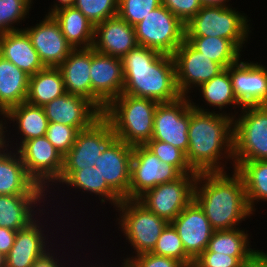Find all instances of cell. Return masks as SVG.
Listing matches in <instances>:
<instances>
[{
    "label": "cell",
    "instance_id": "39",
    "mask_svg": "<svg viewBox=\"0 0 267 267\" xmlns=\"http://www.w3.org/2000/svg\"><path fill=\"white\" fill-rule=\"evenodd\" d=\"M73 6L94 26L116 16L118 12V0H75Z\"/></svg>",
    "mask_w": 267,
    "mask_h": 267
},
{
    "label": "cell",
    "instance_id": "48",
    "mask_svg": "<svg viewBox=\"0 0 267 267\" xmlns=\"http://www.w3.org/2000/svg\"><path fill=\"white\" fill-rule=\"evenodd\" d=\"M56 2H58L59 4L55 3V5H53V7L50 8L51 11H49L47 15H51L53 12L61 8L73 6L75 0H58V1L56 0Z\"/></svg>",
    "mask_w": 267,
    "mask_h": 267
},
{
    "label": "cell",
    "instance_id": "52",
    "mask_svg": "<svg viewBox=\"0 0 267 267\" xmlns=\"http://www.w3.org/2000/svg\"><path fill=\"white\" fill-rule=\"evenodd\" d=\"M124 260V263L122 262V267H130L128 261L126 259H123ZM92 267V266H91ZM93 267H96V266H93ZM98 267V266H97Z\"/></svg>",
    "mask_w": 267,
    "mask_h": 267
},
{
    "label": "cell",
    "instance_id": "31",
    "mask_svg": "<svg viewBox=\"0 0 267 267\" xmlns=\"http://www.w3.org/2000/svg\"><path fill=\"white\" fill-rule=\"evenodd\" d=\"M3 118L14 123L16 121L18 132L22 135L19 145L27 140L45 136L49 124L44 108L28 102L12 107L3 115Z\"/></svg>",
    "mask_w": 267,
    "mask_h": 267
},
{
    "label": "cell",
    "instance_id": "44",
    "mask_svg": "<svg viewBox=\"0 0 267 267\" xmlns=\"http://www.w3.org/2000/svg\"><path fill=\"white\" fill-rule=\"evenodd\" d=\"M130 267H186L182 262L171 257H164L146 252L126 258Z\"/></svg>",
    "mask_w": 267,
    "mask_h": 267
},
{
    "label": "cell",
    "instance_id": "2",
    "mask_svg": "<svg viewBox=\"0 0 267 267\" xmlns=\"http://www.w3.org/2000/svg\"><path fill=\"white\" fill-rule=\"evenodd\" d=\"M121 60L124 76L122 94L149 98L159 103L172 102L182 96L176 82L172 55L137 45Z\"/></svg>",
    "mask_w": 267,
    "mask_h": 267
},
{
    "label": "cell",
    "instance_id": "14",
    "mask_svg": "<svg viewBox=\"0 0 267 267\" xmlns=\"http://www.w3.org/2000/svg\"><path fill=\"white\" fill-rule=\"evenodd\" d=\"M90 78L92 103L103 113L105 108L123 92L122 60L99 53L91 47Z\"/></svg>",
    "mask_w": 267,
    "mask_h": 267
},
{
    "label": "cell",
    "instance_id": "7",
    "mask_svg": "<svg viewBox=\"0 0 267 267\" xmlns=\"http://www.w3.org/2000/svg\"><path fill=\"white\" fill-rule=\"evenodd\" d=\"M115 208L120 212L117 218L119 228L133 246L135 254L151 252L169 222L148 210L137 199H123Z\"/></svg>",
    "mask_w": 267,
    "mask_h": 267
},
{
    "label": "cell",
    "instance_id": "46",
    "mask_svg": "<svg viewBox=\"0 0 267 267\" xmlns=\"http://www.w3.org/2000/svg\"><path fill=\"white\" fill-rule=\"evenodd\" d=\"M241 267H267V253L257 250Z\"/></svg>",
    "mask_w": 267,
    "mask_h": 267
},
{
    "label": "cell",
    "instance_id": "6",
    "mask_svg": "<svg viewBox=\"0 0 267 267\" xmlns=\"http://www.w3.org/2000/svg\"><path fill=\"white\" fill-rule=\"evenodd\" d=\"M241 112L233 118V162L267 160V105L245 106Z\"/></svg>",
    "mask_w": 267,
    "mask_h": 267
},
{
    "label": "cell",
    "instance_id": "26",
    "mask_svg": "<svg viewBox=\"0 0 267 267\" xmlns=\"http://www.w3.org/2000/svg\"><path fill=\"white\" fill-rule=\"evenodd\" d=\"M45 197V195H0V227L16 231L26 228L36 219L34 215L39 213L34 209Z\"/></svg>",
    "mask_w": 267,
    "mask_h": 267
},
{
    "label": "cell",
    "instance_id": "8",
    "mask_svg": "<svg viewBox=\"0 0 267 267\" xmlns=\"http://www.w3.org/2000/svg\"><path fill=\"white\" fill-rule=\"evenodd\" d=\"M137 44L173 55L185 40V25L164 5L134 26Z\"/></svg>",
    "mask_w": 267,
    "mask_h": 267
},
{
    "label": "cell",
    "instance_id": "5",
    "mask_svg": "<svg viewBox=\"0 0 267 267\" xmlns=\"http://www.w3.org/2000/svg\"><path fill=\"white\" fill-rule=\"evenodd\" d=\"M245 13L235 8L202 6L185 25V37H221L230 40L240 51L251 33Z\"/></svg>",
    "mask_w": 267,
    "mask_h": 267
},
{
    "label": "cell",
    "instance_id": "3",
    "mask_svg": "<svg viewBox=\"0 0 267 267\" xmlns=\"http://www.w3.org/2000/svg\"><path fill=\"white\" fill-rule=\"evenodd\" d=\"M226 172L198 173L195 181L194 200L214 230L238 228L253 214L241 175L235 169L232 177Z\"/></svg>",
    "mask_w": 267,
    "mask_h": 267
},
{
    "label": "cell",
    "instance_id": "29",
    "mask_svg": "<svg viewBox=\"0 0 267 267\" xmlns=\"http://www.w3.org/2000/svg\"><path fill=\"white\" fill-rule=\"evenodd\" d=\"M59 183L72 186L82 192L94 193L101 198V203L106 200L113 203L114 207L122 202V198L106 183L97 167H86L81 170H62ZM106 199V200H105Z\"/></svg>",
    "mask_w": 267,
    "mask_h": 267
},
{
    "label": "cell",
    "instance_id": "40",
    "mask_svg": "<svg viewBox=\"0 0 267 267\" xmlns=\"http://www.w3.org/2000/svg\"><path fill=\"white\" fill-rule=\"evenodd\" d=\"M160 5H162L161 0H118L117 15L135 26Z\"/></svg>",
    "mask_w": 267,
    "mask_h": 267
},
{
    "label": "cell",
    "instance_id": "17",
    "mask_svg": "<svg viewBox=\"0 0 267 267\" xmlns=\"http://www.w3.org/2000/svg\"><path fill=\"white\" fill-rule=\"evenodd\" d=\"M228 71L234 95L242 107L267 105V67L239 60Z\"/></svg>",
    "mask_w": 267,
    "mask_h": 267
},
{
    "label": "cell",
    "instance_id": "28",
    "mask_svg": "<svg viewBox=\"0 0 267 267\" xmlns=\"http://www.w3.org/2000/svg\"><path fill=\"white\" fill-rule=\"evenodd\" d=\"M58 22L66 41L73 49L93 46L95 26L74 6L61 8L51 14Z\"/></svg>",
    "mask_w": 267,
    "mask_h": 267
},
{
    "label": "cell",
    "instance_id": "43",
    "mask_svg": "<svg viewBox=\"0 0 267 267\" xmlns=\"http://www.w3.org/2000/svg\"><path fill=\"white\" fill-rule=\"evenodd\" d=\"M171 13L186 25L202 8L199 0H161Z\"/></svg>",
    "mask_w": 267,
    "mask_h": 267
},
{
    "label": "cell",
    "instance_id": "10",
    "mask_svg": "<svg viewBox=\"0 0 267 267\" xmlns=\"http://www.w3.org/2000/svg\"><path fill=\"white\" fill-rule=\"evenodd\" d=\"M27 175L44 190L59 181L63 169V155L46 136L23 142L16 148ZM52 182V183H50ZM48 187H47V186ZM46 187V188H45Z\"/></svg>",
    "mask_w": 267,
    "mask_h": 267
},
{
    "label": "cell",
    "instance_id": "51",
    "mask_svg": "<svg viewBox=\"0 0 267 267\" xmlns=\"http://www.w3.org/2000/svg\"><path fill=\"white\" fill-rule=\"evenodd\" d=\"M0 267H5V256L0 253Z\"/></svg>",
    "mask_w": 267,
    "mask_h": 267
},
{
    "label": "cell",
    "instance_id": "20",
    "mask_svg": "<svg viewBox=\"0 0 267 267\" xmlns=\"http://www.w3.org/2000/svg\"><path fill=\"white\" fill-rule=\"evenodd\" d=\"M49 122L77 127L79 130L89 128L102 112L88 99L77 94L65 93L43 106Z\"/></svg>",
    "mask_w": 267,
    "mask_h": 267
},
{
    "label": "cell",
    "instance_id": "1",
    "mask_svg": "<svg viewBox=\"0 0 267 267\" xmlns=\"http://www.w3.org/2000/svg\"><path fill=\"white\" fill-rule=\"evenodd\" d=\"M215 112L201 108L191 101L189 147L186 159L196 173L225 172L224 165L219 160L227 158L233 161L234 159L233 118L235 115Z\"/></svg>",
    "mask_w": 267,
    "mask_h": 267
},
{
    "label": "cell",
    "instance_id": "27",
    "mask_svg": "<svg viewBox=\"0 0 267 267\" xmlns=\"http://www.w3.org/2000/svg\"><path fill=\"white\" fill-rule=\"evenodd\" d=\"M29 75L0 55V115L26 102Z\"/></svg>",
    "mask_w": 267,
    "mask_h": 267
},
{
    "label": "cell",
    "instance_id": "21",
    "mask_svg": "<svg viewBox=\"0 0 267 267\" xmlns=\"http://www.w3.org/2000/svg\"><path fill=\"white\" fill-rule=\"evenodd\" d=\"M137 45L134 26L118 15L95 25L92 48L99 53L122 59Z\"/></svg>",
    "mask_w": 267,
    "mask_h": 267
},
{
    "label": "cell",
    "instance_id": "35",
    "mask_svg": "<svg viewBox=\"0 0 267 267\" xmlns=\"http://www.w3.org/2000/svg\"><path fill=\"white\" fill-rule=\"evenodd\" d=\"M199 87V91H201L200 93L203 95L202 97L210 107H217L220 111L230 104L233 105V107L239 105L240 109L242 108L234 95L228 68H225L222 72L214 76L208 82L201 84Z\"/></svg>",
    "mask_w": 267,
    "mask_h": 267
},
{
    "label": "cell",
    "instance_id": "33",
    "mask_svg": "<svg viewBox=\"0 0 267 267\" xmlns=\"http://www.w3.org/2000/svg\"><path fill=\"white\" fill-rule=\"evenodd\" d=\"M248 237L247 232L239 227L232 230H214L204 252H216L231 257H251L257 250L249 246Z\"/></svg>",
    "mask_w": 267,
    "mask_h": 267
},
{
    "label": "cell",
    "instance_id": "15",
    "mask_svg": "<svg viewBox=\"0 0 267 267\" xmlns=\"http://www.w3.org/2000/svg\"><path fill=\"white\" fill-rule=\"evenodd\" d=\"M172 56L175 62L176 82L182 96L188 97L191 88H199L201 84L225 69L196 50L187 40H184Z\"/></svg>",
    "mask_w": 267,
    "mask_h": 267
},
{
    "label": "cell",
    "instance_id": "9",
    "mask_svg": "<svg viewBox=\"0 0 267 267\" xmlns=\"http://www.w3.org/2000/svg\"><path fill=\"white\" fill-rule=\"evenodd\" d=\"M198 174H182L177 180L149 189L137 200L158 217L171 223L194 199Z\"/></svg>",
    "mask_w": 267,
    "mask_h": 267
},
{
    "label": "cell",
    "instance_id": "34",
    "mask_svg": "<svg viewBox=\"0 0 267 267\" xmlns=\"http://www.w3.org/2000/svg\"><path fill=\"white\" fill-rule=\"evenodd\" d=\"M196 50L224 68L236 64L240 50L228 39L221 37H185Z\"/></svg>",
    "mask_w": 267,
    "mask_h": 267
},
{
    "label": "cell",
    "instance_id": "45",
    "mask_svg": "<svg viewBox=\"0 0 267 267\" xmlns=\"http://www.w3.org/2000/svg\"><path fill=\"white\" fill-rule=\"evenodd\" d=\"M16 230L0 227V253L6 256L14 245Z\"/></svg>",
    "mask_w": 267,
    "mask_h": 267
},
{
    "label": "cell",
    "instance_id": "23",
    "mask_svg": "<svg viewBox=\"0 0 267 267\" xmlns=\"http://www.w3.org/2000/svg\"><path fill=\"white\" fill-rule=\"evenodd\" d=\"M40 224L36 216L26 228L16 232L14 245L5 256V267H32L37 259L49 251L48 236H45Z\"/></svg>",
    "mask_w": 267,
    "mask_h": 267
},
{
    "label": "cell",
    "instance_id": "11",
    "mask_svg": "<svg viewBox=\"0 0 267 267\" xmlns=\"http://www.w3.org/2000/svg\"><path fill=\"white\" fill-rule=\"evenodd\" d=\"M190 96L158 103L155 109L152 139L172 144L185 154L189 147Z\"/></svg>",
    "mask_w": 267,
    "mask_h": 267
},
{
    "label": "cell",
    "instance_id": "53",
    "mask_svg": "<svg viewBox=\"0 0 267 267\" xmlns=\"http://www.w3.org/2000/svg\"><path fill=\"white\" fill-rule=\"evenodd\" d=\"M186 267H197V266L194 263H192V264H190V265H188Z\"/></svg>",
    "mask_w": 267,
    "mask_h": 267
},
{
    "label": "cell",
    "instance_id": "18",
    "mask_svg": "<svg viewBox=\"0 0 267 267\" xmlns=\"http://www.w3.org/2000/svg\"><path fill=\"white\" fill-rule=\"evenodd\" d=\"M185 252L195 260L207 248L214 232L203 209L193 199L171 222Z\"/></svg>",
    "mask_w": 267,
    "mask_h": 267
},
{
    "label": "cell",
    "instance_id": "19",
    "mask_svg": "<svg viewBox=\"0 0 267 267\" xmlns=\"http://www.w3.org/2000/svg\"><path fill=\"white\" fill-rule=\"evenodd\" d=\"M23 30L30 37L45 67L57 68L73 50L52 15L46 14L45 19L39 24L31 28H23Z\"/></svg>",
    "mask_w": 267,
    "mask_h": 267
},
{
    "label": "cell",
    "instance_id": "4",
    "mask_svg": "<svg viewBox=\"0 0 267 267\" xmlns=\"http://www.w3.org/2000/svg\"><path fill=\"white\" fill-rule=\"evenodd\" d=\"M159 102L121 94L102 115L111 123L115 138L131 145H145L152 139L155 109Z\"/></svg>",
    "mask_w": 267,
    "mask_h": 267
},
{
    "label": "cell",
    "instance_id": "42",
    "mask_svg": "<svg viewBox=\"0 0 267 267\" xmlns=\"http://www.w3.org/2000/svg\"><path fill=\"white\" fill-rule=\"evenodd\" d=\"M250 257H231L216 252H202L195 260L197 267H241Z\"/></svg>",
    "mask_w": 267,
    "mask_h": 267
},
{
    "label": "cell",
    "instance_id": "50",
    "mask_svg": "<svg viewBox=\"0 0 267 267\" xmlns=\"http://www.w3.org/2000/svg\"><path fill=\"white\" fill-rule=\"evenodd\" d=\"M5 122L3 124V121H0V149L4 146V138L6 137L4 133H7L6 131Z\"/></svg>",
    "mask_w": 267,
    "mask_h": 267
},
{
    "label": "cell",
    "instance_id": "24",
    "mask_svg": "<svg viewBox=\"0 0 267 267\" xmlns=\"http://www.w3.org/2000/svg\"><path fill=\"white\" fill-rule=\"evenodd\" d=\"M0 55L29 76L46 68L24 30L0 34Z\"/></svg>",
    "mask_w": 267,
    "mask_h": 267
},
{
    "label": "cell",
    "instance_id": "49",
    "mask_svg": "<svg viewBox=\"0 0 267 267\" xmlns=\"http://www.w3.org/2000/svg\"><path fill=\"white\" fill-rule=\"evenodd\" d=\"M199 1L202 4V6H222V7L230 6L229 4L227 5L229 0H199Z\"/></svg>",
    "mask_w": 267,
    "mask_h": 267
},
{
    "label": "cell",
    "instance_id": "36",
    "mask_svg": "<svg viewBox=\"0 0 267 267\" xmlns=\"http://www.w3.org/2000/svg\"><path fill=\"white\" fill-rule=\"evenodd\" d=\"M152 254L171 257L188 266L194 260L185 252L181 239L171 223H169L156 242Z\"/></svg>",
    "mask_w": 267,
    "mask_h": 267
},
{
    "label": "cell",
    "instance_id": "25",
    "mask_svg": "<svg viewBox=\"0 0 267 267\" xmlns=\"http://www.w3.org/2000/svg\"><path fill=\"white\" fill-rule=\"evenodd\" d=\"M91 48L73 49L57 67L63 77L65 92L77 94L92 102L90 78Z\"/></svg>",
    "mask_w": 267,
    "mask_h": 267
},
{
    "label": "cell",
    "instance_id": "30",
    "mask_svg": "<svg viewBox=\"0 0 267 267\" xmlns=\"http://www.w3.org/2000/svg\"><path fill=\"white\" fill-rule=\"evenodd\" d=\"M62 74L58 68L46 67L29 76L26 102L43 107L65 94Z\"/></svg>",
    "mask_w": 267,
    "mask_h": 267
},
{
    "label": "cell",
    "instance_id": "32",
    "mask_svg": "<svg viewBox=\"0 0 267 267\" xmlns=\"http://www.w3.org/2000/svg\"><path fill=\"white\" fill-rule=\"evenodd\" d=\"M232 165L243 179L251 210L256 211V201H267V160L234 162Z\"/></svg>",
    "mask_w": 267,
    "mask_h": 267
},
{
    "label": "cell",
    "instance_id": "37",
    "mask_svg": "<svg viewBox=\"0 0 267 267\" xmlns=\"http://www.w3.org/2000/svg\"><path fill=\"white\" fill-rule=\"evenodd\" d=\"M32 2V0H0V34L23 30L12 25L24 21Z\"/></svg>",
    "mask_w": 267,
    "mask_h": 267
},
{
    "label": "cell",
    "instance_id": "47",
    "mask_svg": "<svg viewBox=\"0 0 267 267\" xmlns=\"http://www.w3.org/2000/svg\"><path fill=\"white\" fill-rule=\"evenodd\" d=\"M52 251L49 250L41 258L37 259L32 267H65L59 262ZM59 262V263H58ZM61 263V266H60Z\"/></svg>",
    "mask_w": 267,
    "mask_h": 267
},
{
    "label": "cell",
    "instance_id": "38",
    "mask_svg": "<svg viewBox=\"0 0 267 267\" xmlns=\"http://www.w3.org/2000/svg\"><path fill=\"white\" fill-rule=\"evenodd\" d=\"M145 146L152 151L162 163L173 165L181 174H198L187 162L186 154L172 144L151 139Z\"/></svg>",
    "mask_w": 267,
    "mask_h": 267
},
{
    "label": "cell",
    "instance_id": "13",
    "mask_svg": "<svg viewBox=\"0 0 267 267\" xmlns=\"http://www.w3.org/2000/svg\"><path fill=\"white\" fill-rule=\"evenodd\" d=\"M114 138L111 123L102 115L89 128L79 131L73 147L63 157L62 170L94 167L103 150Z\"/></svg>",
    "mask_w": 267,
    "mask_h": 267
},
{
    "label": "cell",
    "instance_id": "22",
    "mask_svg": "<svg viewBox=\"0 0 267 267\" xmlns=\"http://www.w3.org/2000/svg\"><path fill=\"white\" fill-rule=\"evenodd\" d=\"M8 142L9 139L4 138L0 149V195H47L46 190L27 175L18 152L13 153L11 148L8 152Z\"/></svg>",
    "mask_w": 267,
    "mask_h": 267
},
{
    "label": "cell",
    "instance_id": "16",
    "mask_svg": "<svg viewBox=\"0 0 267 267\" xmlns=\"http://www.w3.org/2000/svg\"><path fill=\"white\" fill-rule=\"evenodd\" d=\"M132 154L133 146L114 138L94 165L106 183L122 199H129Z\"/></svg>",
    "mask_w": 267,
    "mask_h": 267
},
{
    "label": "cell",
    "instance_id": "12",
    "mask_svg": "<svg viewBox=\"0 0 267 267\" xmlns=\"http://www.w3.org/2000/svg\"><path fill=\"white\" fill-rule=\"evenodd\" d=\"M182 174L161 160L145 145L133 146L129 199H138L159 184L177 180Z\"/></svg>",
    "mask_w": 267,
    "mask_h": 267
},
{
    "label": "cell",
    "instance_id": "41",
    "mask_svg": "<svg viewBox=\"0 0 267 267\" xmlns=\"http://www.w3.org/2000/svg\"><path fill=\"white\" fill-rule=\"evenodd\" d=\"M77 127L67 126L61 123L49 122L46 137L49 142L65 156L73 147L79 133Z\"/></svg>",
    "mask_w": 267,
    "mask_h": 267
}]
</instances>
